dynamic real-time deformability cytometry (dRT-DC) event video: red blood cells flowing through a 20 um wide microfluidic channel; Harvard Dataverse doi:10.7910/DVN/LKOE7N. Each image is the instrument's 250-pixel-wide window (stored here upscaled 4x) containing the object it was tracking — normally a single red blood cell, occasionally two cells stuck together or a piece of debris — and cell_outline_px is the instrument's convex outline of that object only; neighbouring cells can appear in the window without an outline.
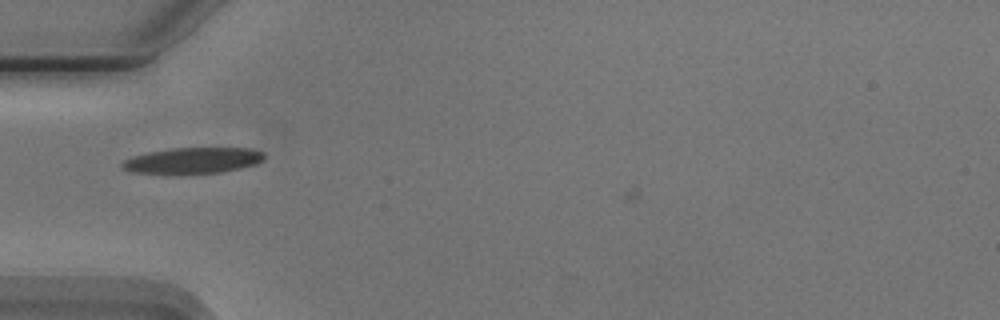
{"species": "Egyptian fruit bat (a non-hibernating species)", "species_latin": "Rousettus aegyptiacus", "temperature_condition": "cold", "stored_images_in_passage": 32, "camera_frame_rate_fps": 3000, "um_per_image_px": 0.085, "animal": {"sex": "male"}, "frame": {"image": 1, "passage_image": 1, "time_ms": 0.0, "image_size_px": [1000, 320], "cell_outline_px": [[264, 160], [256, 164], [240, 168], [220, 172], [132, 172], [124, 168], [120, 164], [124, 160], [132, 156], [148, 152], [172, 148], [248, 148], [264, 152]], "centroid_in_image_um": [16.43, 13.61], "position_along_channel_um": 68.6, "area_um2": 20.87}}
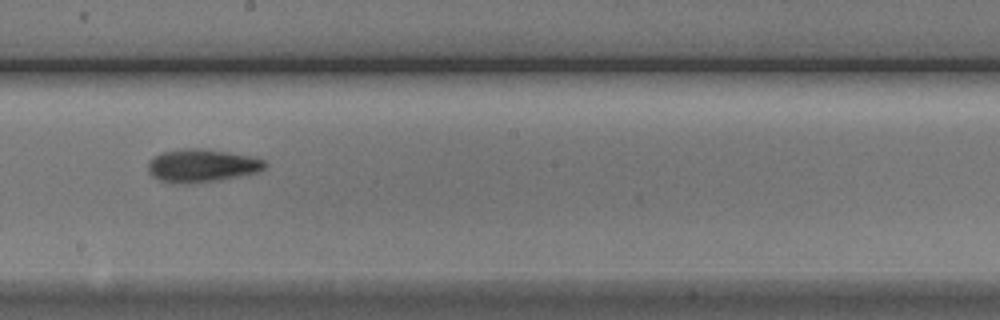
{"frame": {"image": 2, "passage_image": 14, "time_ms": 4.333, "image_size_px": [1000, 320], "cell_outline_px": [[268, 164], [264, 168], [256, 172], [240, 176], [220, 180], [188, 184], [172, 184], [160, 180], [152, 176], [148, 172], [148, 160], [160, 152], [180, 148], [200, 148], [228, 152], [248, 156], [264, 160]], "centroid_in_image_um": [17.09, 14.08], "position_along_channel_um": 231.1, "area_um2": 22.77}}
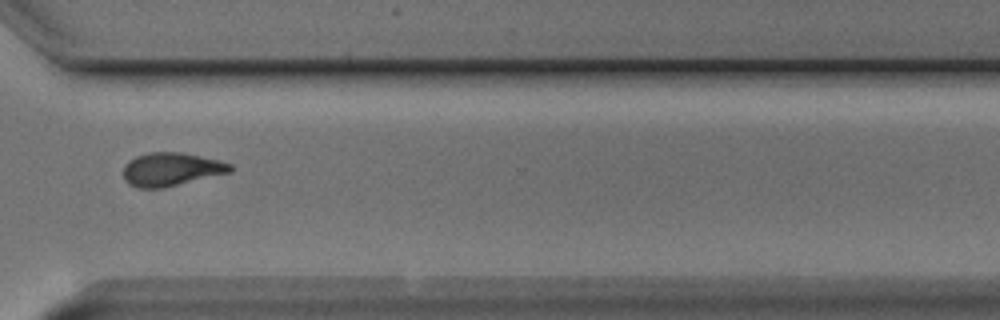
{"frame": {"image": 3, "passage_image": 24, "time_ms": 7.667, "image_size_px": [1000, 320], "cell_outline_px": [[232, 172], [164, 188], [136, 188], [128, 184], [124, 180], [124, 164], [128, 160], [136, 156], [148, 152], [180, 152], [216, 160], [232, 164]], "centroid_in_image_um": [14.51, 14.4], "position_along_channel_um": 356.1, "area_um2": 20.87}, "authors_computed_cell_mechanics": {"area_um2": 20.8658, "velocity_mm_per_s": 3.7533, "shape_relaxation_time_tau1_ms": 5.5566, "shape_relaxation_time_tau2_ms": 5.2692, "deformation_change_tau1": 0.1529, "deformation_change_tau2": 0.138}}